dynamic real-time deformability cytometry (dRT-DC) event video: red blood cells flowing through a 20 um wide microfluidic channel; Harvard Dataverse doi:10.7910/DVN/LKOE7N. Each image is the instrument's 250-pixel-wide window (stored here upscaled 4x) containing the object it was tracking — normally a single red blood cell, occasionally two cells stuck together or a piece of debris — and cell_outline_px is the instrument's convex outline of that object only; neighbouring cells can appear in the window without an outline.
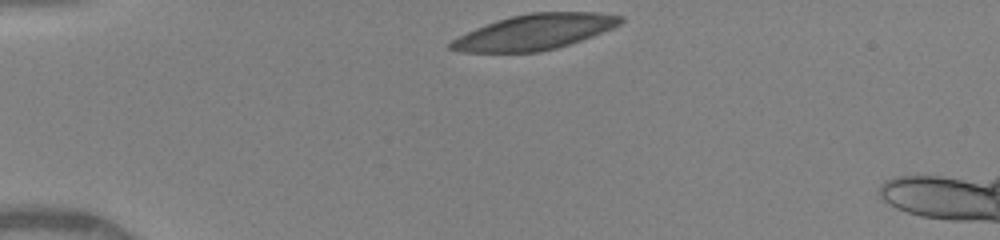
{"species": "human", "species_latin": "Homo sapiens", "temperature_condition": "warm", "stored_images_in_passage": 40, "camera_frame_rate_fps": 3000, "um_per_image_px": 0.085, "donor": {"sex": "female"}, "frame": {"image": 1, "passage_image": 1, "time_ms": 0.0, "image_size_px": [1000, 240], "cell_outline_px": [[624, 20], [620, 24], [612, 28], [592, 36], [556, 48], [540, 52], [460, 52], [448, 48], [448, 44], [452, 40], [476, 28], [496, 20], [512, 16], [532, 12], [596, 12], [624, 16]], "centroid_in_image_um": [45.45, 2.71], "position_along_channel_um": 39.6, "area_um2": 34.8}}
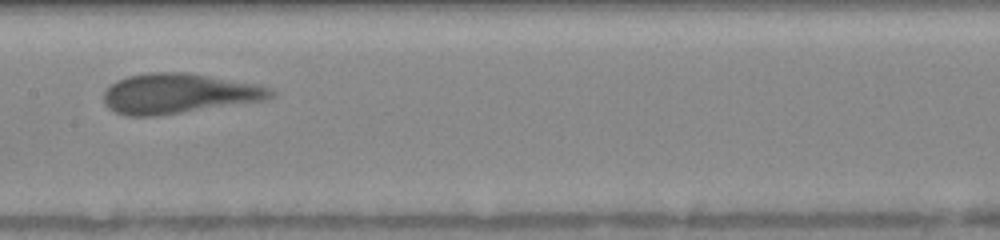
{"frame": {"image": 2, "passage_image": 16, "time_ms": 5.0, "image_size_px": [1000, 240], "cell_outline_px": [[276, 92], [272, 96], [264, 100], [156, 116], [128, 116], [116, 112], [108, 108], [104, 104], [104, 92], [112, 84], [128, 76], [152, 72], [184, 72], [252, 84], [272, 88]], "centroid_in_image_um": [15.14, 7.96], "position_along_channel_um": 192.3, "area_um2": 38.26}}
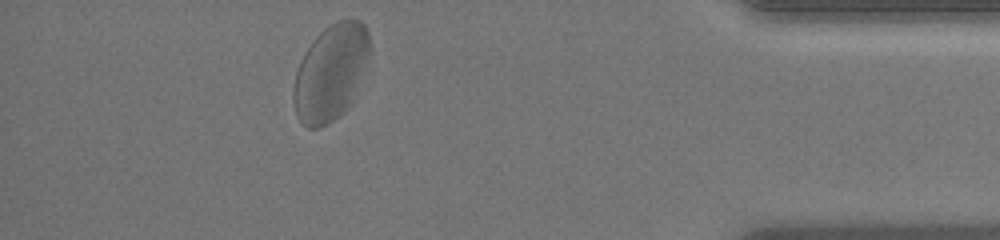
{"frame": {"image": 3, "passage_image": 35, "time_ms": 11.333, "image_size_px": [1000, 240], "cell_outline_px": [[368, 56], [352, 104], [340, 116], [320, 128], [308, 128], [296, 116], [292, 100], [292, 88], [296, 72], [300, 60], [304, 52], [312, 40], [324, 28], [336, 20], [360, 20], [364, 24], [368, 32]], "centroid_in_image_um": [28.07, 6.19], "position_along_channel_um": 407.1, "area_um2": 42.77}, "authors_computed_cell_mechanics": {"area_um2": 38.7549, "velocity_mm_per_s": 3.962, "shape_relaxation_time_tau1_ms": 2.4174, "shape_relaxation_time_tau2_ms": 0.6371, "deformation_change_tau1": 0.0841, "deformation_change_tau2": 0.0806}}